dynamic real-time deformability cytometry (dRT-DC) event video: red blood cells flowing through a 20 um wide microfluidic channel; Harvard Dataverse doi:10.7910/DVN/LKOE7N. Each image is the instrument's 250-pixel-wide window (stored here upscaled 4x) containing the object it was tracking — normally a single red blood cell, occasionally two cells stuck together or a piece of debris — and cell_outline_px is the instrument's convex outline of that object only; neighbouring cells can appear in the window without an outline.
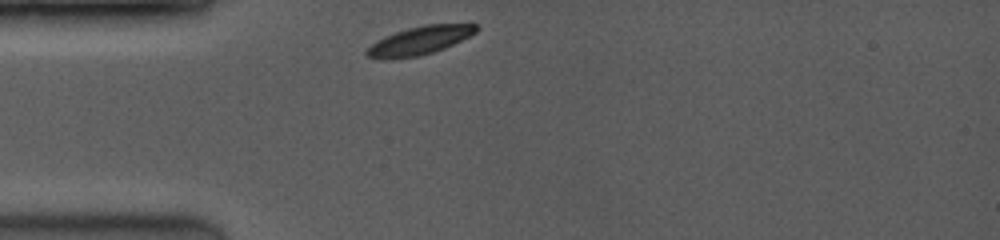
{"species": "common noctule bat (a hibernating species)", "species_latin": "Nyctalus noctula", "temperature_condition": "room temperature", "stored_images_in_passage": 4, "camera_frame_rate_fps": 3500, "um_per_image_px": 0.085, "animal": {"sex": "female", "body_mass_g": 19.0, "forearm_length_mm": 53.3}, "frame": {"image": 1, "passage_image": 1, "time_ms": 0.0, "image_size_px": [1000, 240], "cell_outline_px": [[480, 28], [476, 32], [444, 48], [420, 56], [380, 60], [368, 56], [364, 52], [376, 40], [384, 36], [408, 28], [424, 24], [476, 24]], "centroid_in_image_um": [35.63, 3.45], "position_along_channel_um": 49.4, "area_um2": 17.98}}